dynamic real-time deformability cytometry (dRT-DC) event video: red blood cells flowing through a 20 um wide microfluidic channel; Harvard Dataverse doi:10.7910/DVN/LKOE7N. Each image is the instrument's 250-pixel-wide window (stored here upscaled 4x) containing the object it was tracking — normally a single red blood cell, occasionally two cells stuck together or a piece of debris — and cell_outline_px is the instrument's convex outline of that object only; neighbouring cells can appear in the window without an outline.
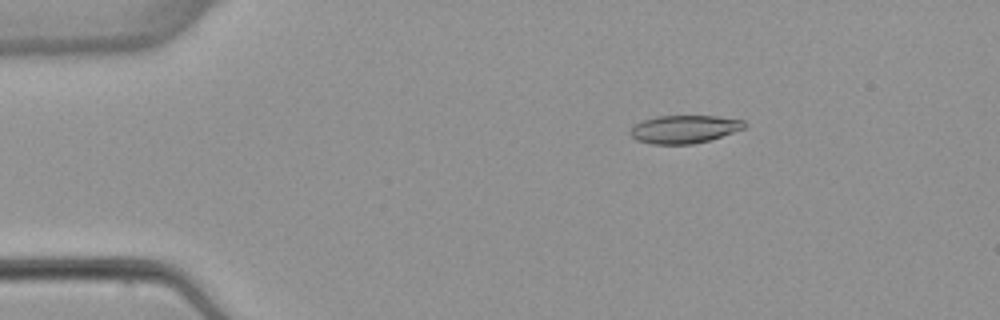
{"species": "common noctule bat (a hibernating species)", "species_latin": "Nyctalus noctula", "temperature_condition": "warm", "stored_images_in_passage": 4, "camera_frame_rate_fps": 3000, "um_per_image_px": 0.085, "animal": {"sex": "female", "body_mass_g": 22.7, "forearm_length_mm": 54.2}, "frame": {"image": 1, "passage_image": 2, "time_ms": 1.667, "image_size_px": [1000, 320], "cell_outline_px": [[748, 124], [744, 128], [708, 140], [692, 144], [652, 144], [636, 140], [628, 132], [632, 124], [656, 116], [716, 116], [744, 120]], "centroid_in_image_um": [58.11, 10.97], "position_along_channel_um": 26.9, "area_um2": 18.61}}
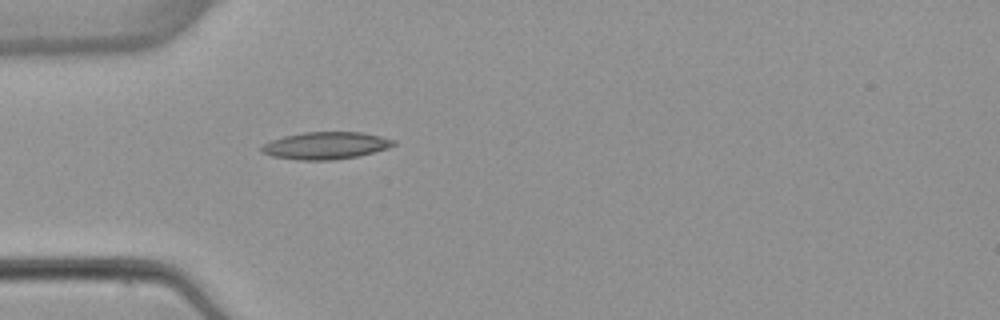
{"frame": {"image": 2, "passage_image": 4, "time_ms": 4.0, "image_size_px": [1000, 320], "cell_outline_px": [[396, 144], [388, 148], [356, 156], [332, 160], [300, 160], [272, 156], [260, 152], [260, 148], [264, 144], [272, 140], [284, 136], [304, 132], [360, 132], [380, 136], [396, 140]], "centroid_in_image_um": [27.67, 12.37], "position_along_channel_um": 57.3, "area_um2": 20.81}}